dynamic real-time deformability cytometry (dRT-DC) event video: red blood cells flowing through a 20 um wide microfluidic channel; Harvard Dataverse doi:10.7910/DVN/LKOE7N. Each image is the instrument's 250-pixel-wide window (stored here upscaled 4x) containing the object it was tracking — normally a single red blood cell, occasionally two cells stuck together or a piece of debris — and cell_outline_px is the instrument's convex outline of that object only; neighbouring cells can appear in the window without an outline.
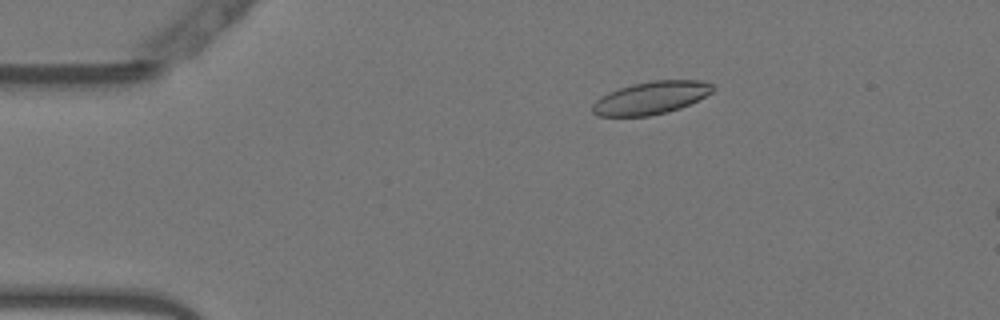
{"species": "Egyptian fruit bat (a non-hibernating species)", "species_latin": "Rousettus aegyptiacus", "temperature_condition": "warm", "stored_images_in_passage": 16, "camera_frame_rate_fps": 3000, "um_per_image_px": 0.085, "animal": {"sex": "female"}, "frame": {"image": 1, "passage_image": 10, "time_ms": 3.0, "image_size_px": [1000, 320], "cell_outline_px": [[716, 88], [712, 92], [680, 108], [668, 112], [648, 116], [596, 116], [592, 112], [592, 104], [600, 96], [608, 92], [632, 84], [652, 80], [700, 80], [712, 84]], "centroid_in_image_um": [55.3, 8.31], "position_along_channel_um": 29.7, "area_um2": 22.95}}